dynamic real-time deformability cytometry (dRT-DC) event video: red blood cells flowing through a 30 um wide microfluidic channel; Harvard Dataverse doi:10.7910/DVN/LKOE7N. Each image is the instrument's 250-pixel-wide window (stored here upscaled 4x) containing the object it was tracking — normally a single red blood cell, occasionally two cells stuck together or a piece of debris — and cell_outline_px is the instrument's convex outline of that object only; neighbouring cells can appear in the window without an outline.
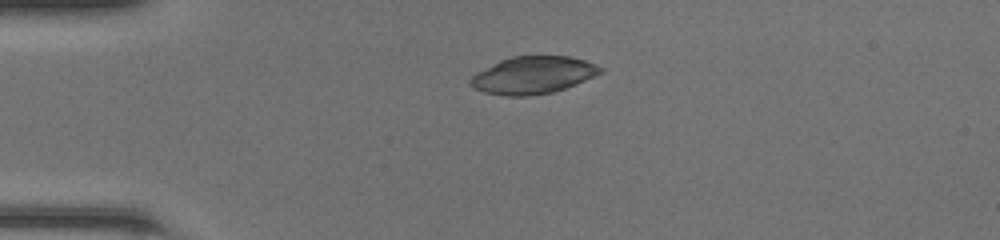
{"species": "common noctule bat (a hibernating species)", "species_latin": "Nyctalus noctula", "temperature_condition": "room temperature", "stored_images_in_passage": 37, "camera_frame_rate_fps": 3000, "um_per_image_px": 0.085, "animal": {"sex": "female", "body_mass_g": 20.0, "forearm_length_mm": 54.0}, "frame": {"image": 1, "passage_image": 1, "time_ms": 0.0, "image_size_px": [1000, 240], "cell_outline_px": [[604, 72], [576, 84], [552, 92], [528, 96], [504, 96], [484, 92], [472, 88], [468, 84], [468, 80], [476, 72], [500, 60], [512, 56], [572, 56], [596, 64], [604, 68]], "centroid_in_image_um": [45.29, 6.38], "position_along_channel_um": 39.7, "area_um2": 28.5}}
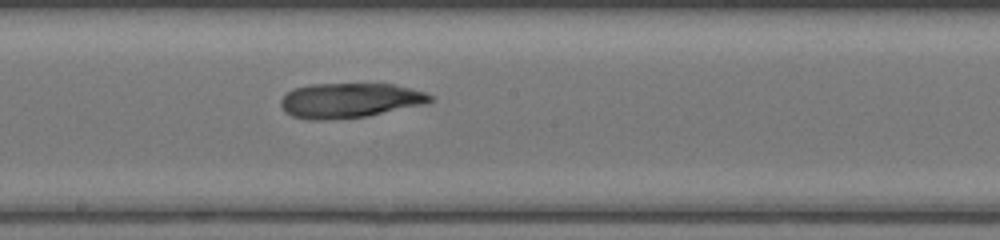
{"frame": {"image": 2, "passage_image": 16, "time_ms": 5.0, "image_size_px": [1000, 240], "cell_outline_px": [[432, 100], [428, 104], [368, 116], [324, 120], [308, 120], [292, 116], [284, 112], [280, 104], [280, 100], [292, 88], [308, 84], [396, 84], [424, 92], [432, 96]], "centroid_in_image_um": [29.72, 8.54], "position_along_channel_um": 218.5, "area_um2": 30.63}}
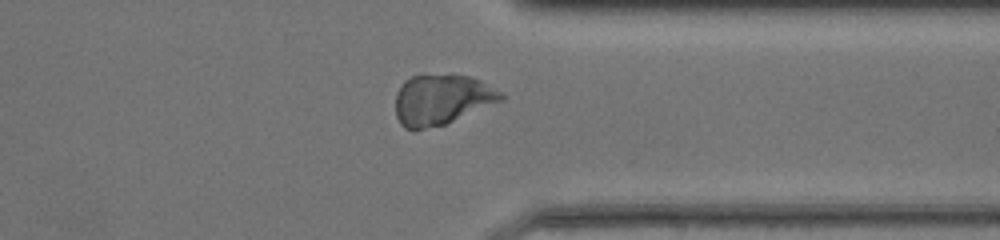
{"frame": {"image": 3, "passage_image": 27, "time_ms": 8.667, "image_size_px": [1000, 240], "cell_outline_px": [[504, 100], [444, 124], [412, 132], [404, 128], [400, 124], [396, 116], [396, 92], [404, 80], [412, 76], [468, 76], [480, 80], [500, 92], [504, 96]], "centroid_in_image_um": [37.5, 8.5], "position_along_channel_um": 373.9, "area_um2": 30.63}}